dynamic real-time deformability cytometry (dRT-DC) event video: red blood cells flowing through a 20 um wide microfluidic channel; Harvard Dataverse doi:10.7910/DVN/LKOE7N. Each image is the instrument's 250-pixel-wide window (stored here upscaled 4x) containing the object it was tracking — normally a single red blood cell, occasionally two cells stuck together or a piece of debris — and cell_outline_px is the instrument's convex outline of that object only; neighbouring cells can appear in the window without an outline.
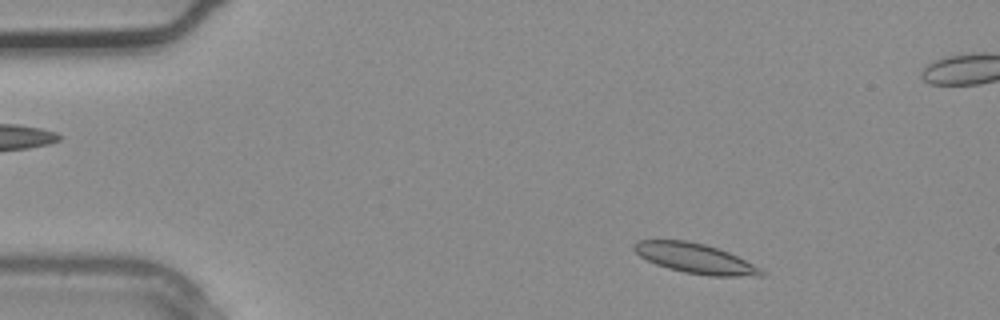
{"species": "common noctule bat (a hibernating species)", "species_latin": "Nyctalus noctula", "temperature_condition": "warm", "stored_images_in_passage": 3, "camera_frame_rate_fps": 3000, "um_per_image_px": 0.085, "animal": {"sex": "male", "body_mass_g": 20.4}, "frame": {"image": 1, "passage_image": 1, "time_ms": 0.0, "image_size_px": [1000, 320], "cell_outline_px": [[764, 276], [712, 276], [684, 272], [668, 268], [656, 264], [640, 256], [632, 248], [636, 240], [688, 240], [704, 244], [728, 252], [760, 268], [764, 272]], "centroid_in_image_um": [59.06, 21.96], "position_along_channel_um": 25.9, "area_um2": 21.91}}